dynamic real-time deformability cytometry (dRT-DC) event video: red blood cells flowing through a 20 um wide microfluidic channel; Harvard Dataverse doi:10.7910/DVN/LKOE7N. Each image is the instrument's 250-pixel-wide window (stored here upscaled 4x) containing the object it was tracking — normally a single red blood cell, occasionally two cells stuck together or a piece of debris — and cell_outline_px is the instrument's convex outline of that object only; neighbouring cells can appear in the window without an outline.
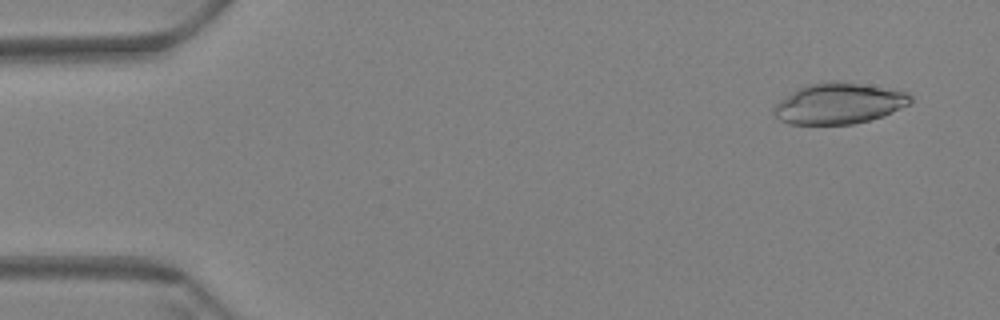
{"species": "Egyptian fruit bat (a non-hibernating species)", "species_latin": "Rousettus aegyptiacus", "temperature_condition": "warm", "stored_images_in_passage": 59, "camera_frame_rate_fps": 3000, "um_per_image_px": 0.085, "animal": {"sex": "female"}, "frame": {"image": 1, "passage_image": 4, "time_ms": 1.0, "image_size_px": [1000, 320], "cell_outline_px": [[912, 100], [908, 104], [892, 112], [868, 120], [852, 124], [788, 124], [780, 120], [772, 112], [772, 108], [780, 100], [796, 88], [820, 80], [840, 80], [908, 92], [912, 96]], "centroid_in_image_um": [71.25, 8.77], "position_along_channel_um": 13.7, "area_um2": 32.77}}
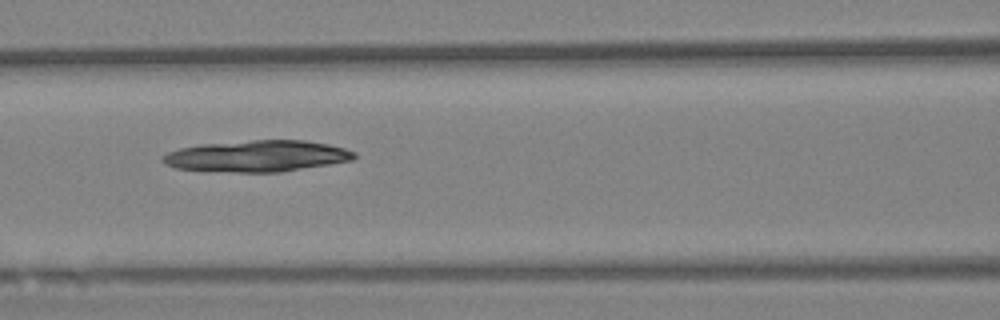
{"frame": {"image": 2, "passage_image": 26, "time_ms": 8.333, "image_size_px": [1000, 320], "cell_outline_px": [[356, 156], [352, 160], [280, 172], [240, 172], [176, 168], [164, 164], [160, 160], [160, 156], [168, 152], [180, 148], [200, 144], [252, 140], [304, 140], [328, 144], [344, 148], [356, 152]], "centroid_in_image_um": [21.82, 13.25], "position_along_channel_um": 144.8, "area_um2": 34.85}}
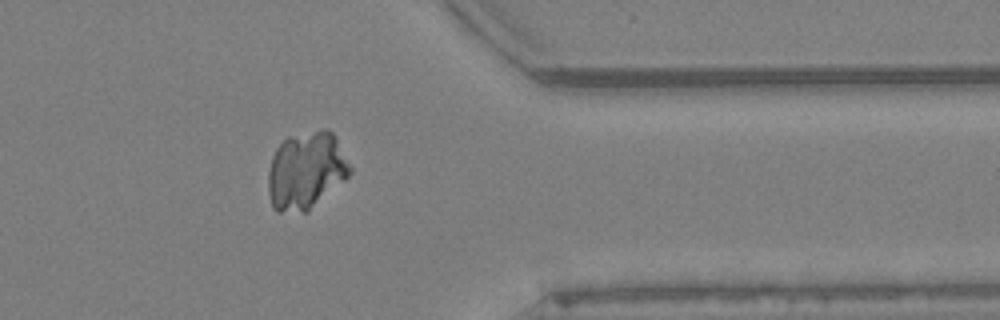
{"frame": {"image": 3, "passage_image": 48, "time_ms": 15.667, "image_size_px": [1000, 320], "cell_outline_px": [[352, 172], [344, 180], [308, 212], [276, 212], [272, 208], [268, 192], [268, 172], [272, 156], [276, 148], [288, 136], [320, 128], [328, 128], [336, 136], [352, 168]], "centroid_in_image_um": [26.02, 14.49], "position_along_channel_um": 385.4, "area_um2": 37.45}}